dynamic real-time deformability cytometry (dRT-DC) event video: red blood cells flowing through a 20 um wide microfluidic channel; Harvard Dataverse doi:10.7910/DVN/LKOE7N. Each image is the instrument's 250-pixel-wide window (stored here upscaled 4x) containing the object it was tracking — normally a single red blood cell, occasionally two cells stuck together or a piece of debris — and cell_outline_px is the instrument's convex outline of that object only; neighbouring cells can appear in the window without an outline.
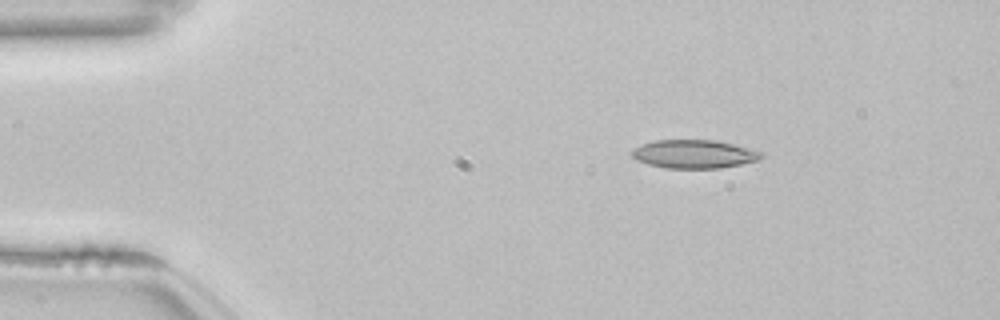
{"species": "common noctule bat (a hibernating species)", "species_latin": "Nyctalus noctula", "temperature_condition": "room temperature", "stored_images_in_passage": 46, "camera_frame_rate_fps": 3000, "um_per_image_px": 0.085, "animal": {"sex": "female", "body_mass_g": 22.7, "forearm_length_mm": 54.2}, "frame": {"image": 1, "passage_image": 1, "time_ms": 0.0, "image_size_px": [1000, 320], "cell_outline_px": [[764, 156], [760, 160], [720, 168], [664, 168], [648, 164], [636, 160], [632, 156], [632, 152], [636, 148], [644, 144], [656, 140], [716, 140], [732, 144], [760, 152]], "centroid_in_image_um": [59.0, 13.1], "position_along_channel_um": 26.0, "area_um2": 21.15}}
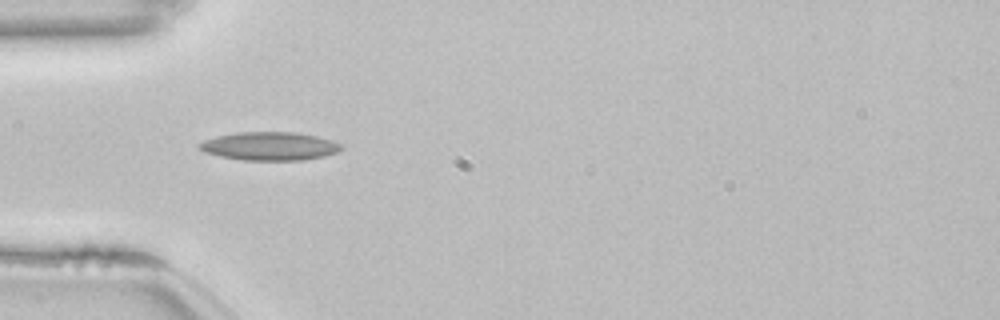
{"frame": {"image": 2, "passage_image": 9, "time_ms": 2.667, "image_size_px": [1000, 320], "cell_outline_px": [[340, 152], [324, 156], [304, 160], [244, 160], [220, 156], [204, 152], [196, 144], [204, 140], [216, 136], [236, 132], [296, 132], [316, 136], [332, 140], [340, 144]], "centroid_in_image_um": [22.9, 12.42], "position_along_channel_um": 62.1, "area_um2": 23.47}}
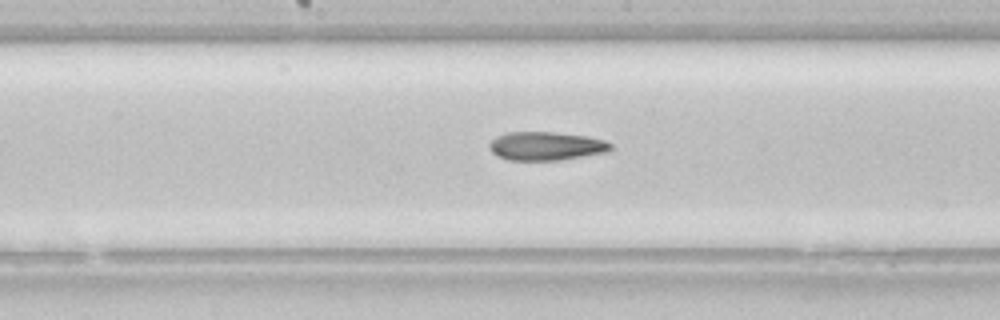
{"frame": {"image": 3, "passage_image": 20, "time_ms": 6.333, "image_size_px": [1000, 320], "cell_outline_px": [[612, 148], [608, 152], [560, 160], [508, 160], [496, 156], [488, 148], [488, 144], [496, 136], [508, 132], [556, 132], [588, 136], [604, 140], [612, 144]], "centroid_in_image_um": [46.4, 12.41], "position_along_channel_um": 201.8, "area_um2": 20.4}, "authors_computed_cell_mechanics": {"area_um2": 20.9814, "velocity_mm_per_s": 3.8599, "shape_relaxation_time_tau1_ms": null, "shape_relaxation_time_tau2_ms": 6.0558, "deformation_change_tau1": null, "deformation_change_tau2": 0.1525}}